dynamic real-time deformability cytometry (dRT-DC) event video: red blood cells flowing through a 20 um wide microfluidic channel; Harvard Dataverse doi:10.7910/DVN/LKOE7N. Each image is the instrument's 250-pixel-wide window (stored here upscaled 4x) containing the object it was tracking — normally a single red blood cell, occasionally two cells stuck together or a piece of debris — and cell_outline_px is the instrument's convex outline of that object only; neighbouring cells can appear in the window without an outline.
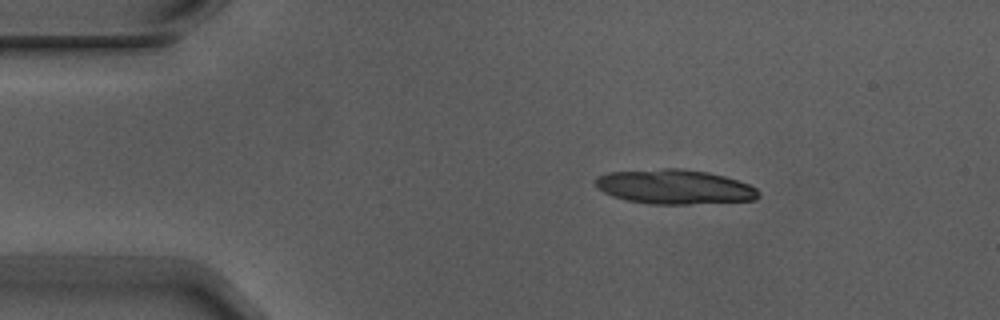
{"species": "Egyptian fruit bat (a non-hibernating species)", "species_latin": "Rousettus aegyptiacus", "temperature_condition": "warm", "stored_images_in_passage": 1, "camera_frame_rate_fps": 3000, "um_per_image_px": 0.085, "animal": {"sex": "male"}, "frame": {"image": 1, "passage_image": 1, "time_ms": 0.0, "image_size_px": [1000, 320], "cell_outline_px": [[760, 196], [756, 200], [688, 204], [648, 204], [628, 200], [612, 196], [604, 192], [592, 180], [596, 176], [608, 172], [664, 168], [680, 168], [708, 172], [724, 176], [748, 184], [756, 188], [760, 192]], "centroid_in_image_um": [57.33, 15.88], "position_along_channel_um": 27.7, "area_um2": 32.95}}